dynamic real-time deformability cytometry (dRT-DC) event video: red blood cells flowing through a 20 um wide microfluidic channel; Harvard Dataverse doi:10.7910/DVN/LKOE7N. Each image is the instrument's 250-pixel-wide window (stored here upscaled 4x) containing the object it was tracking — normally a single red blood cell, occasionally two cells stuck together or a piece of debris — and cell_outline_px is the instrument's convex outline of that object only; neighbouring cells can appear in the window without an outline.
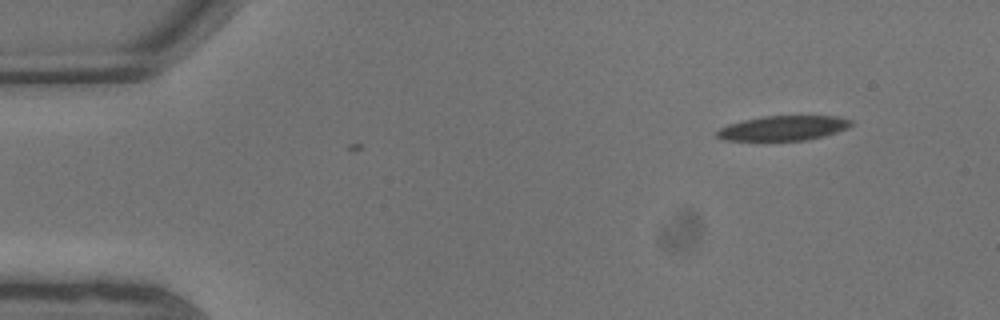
{"species": "common noctule bat (a hibernating species)", "species_latin": "Nyctalus noctula", "temperature_condition": "warm", "stored_images_in_passage": 2, "camera_frame_rate_fps": 3000, "um_per_image_px": 0.085, "animal": {"sex": "male", "body_mass_g": 13.3}, "frame": {"image": 1, "passage_image": 2, "time_ms": 0.333, "image_size_px": [1000, 320], "cell_outline_px": [[852, 124], [848, 128], [824, 136], [808, 140], [720, 140], [716, 136], [716, 132], [720, 128], [728, 124], [744, 120], [764, 116], [836, 116], [852, 120]], "centroid_in_image_um": [66.57, 10.89], "position_along_channel_um": 18.4, "area_um2": 19.31}}